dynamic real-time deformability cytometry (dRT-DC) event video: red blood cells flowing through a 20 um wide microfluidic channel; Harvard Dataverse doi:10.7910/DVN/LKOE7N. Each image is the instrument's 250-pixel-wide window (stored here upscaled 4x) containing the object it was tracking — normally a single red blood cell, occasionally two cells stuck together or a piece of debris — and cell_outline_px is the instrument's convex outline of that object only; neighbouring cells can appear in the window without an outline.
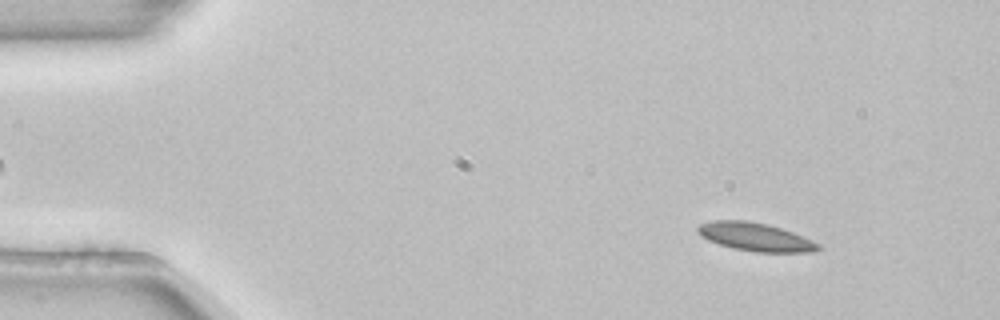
{"species": "common noctule bat (a hibernating species)", "species_latin": "Nyctalus noctula", "temperature_condition": "room temperature", "stored_images_in_passage": 54, "camera_frame_rate_fps": 3000, "um_per_image_px": 0.085, "animal": {"sex": "female", "body_mass_g": 22.7, "forearm_length_mm": 54.2}, "frame": {"image": 1, "passage_image": 6, "time_ms": 1.667, "image_size_px": [1000, 320], "cell_outline_px": [[824, 248], [812, 252], [756, 252], [732, 248], [708, 240], [700, 236], [696, 228], [700, 224], [712, 220], [748, 220], [768, 224], [792, 232], [820, 244]], "centroid_in_image_um": [64.2, 20.13], "position_along_channel_um": 20.8, "area_um2": 19.88}}
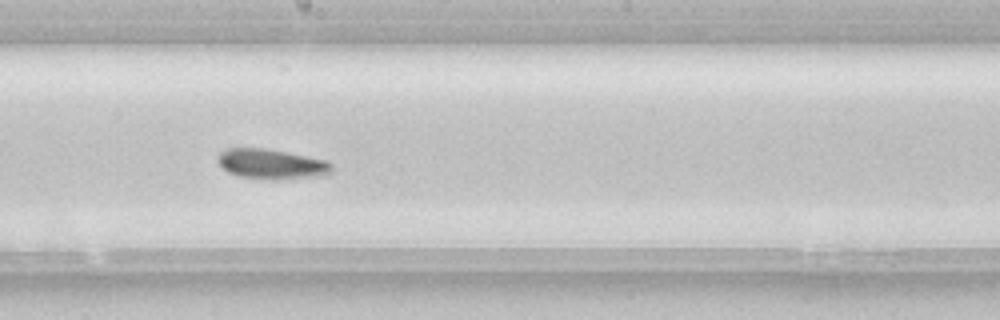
{"frame": {"image": 2, "passage_image": 29, "time_ms": 9.333, "image_size_px": [1000, 320], "cell_outline_px": [[332, 172], [324, 176], [276, 180], [264, 180], [240, 176], [228, 172], [216, 160], [220, 152], [228, 148], [264, 148], [328, 160], [332, 164]], "centroid_in_image_um": [23.11, 13.96], "position_along_channel_um": 225.1, "area_um2": 20.17}}
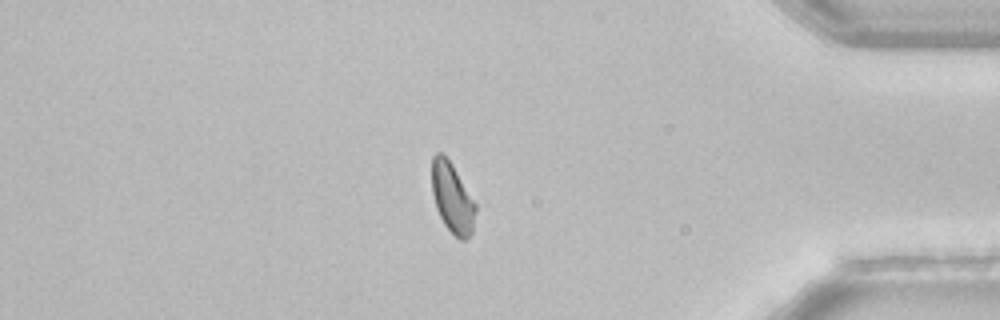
{"frame": {"image": 3, "passage_image": 45, "time_ms": 14.667, "image_size_px": [1000, 320], "cell_outline_px": [[476, 212], [472, 232], [468, 240], [460, 240], [444, 224], [436, 208], [432, 192], [432, 156], [436, 152], [440, 152], [452, 164], [476, 204]], "centroid_in_image_um": [38.45, 16.84], "position_along_channel_um": 396.8, "area_um2": 17.74}}